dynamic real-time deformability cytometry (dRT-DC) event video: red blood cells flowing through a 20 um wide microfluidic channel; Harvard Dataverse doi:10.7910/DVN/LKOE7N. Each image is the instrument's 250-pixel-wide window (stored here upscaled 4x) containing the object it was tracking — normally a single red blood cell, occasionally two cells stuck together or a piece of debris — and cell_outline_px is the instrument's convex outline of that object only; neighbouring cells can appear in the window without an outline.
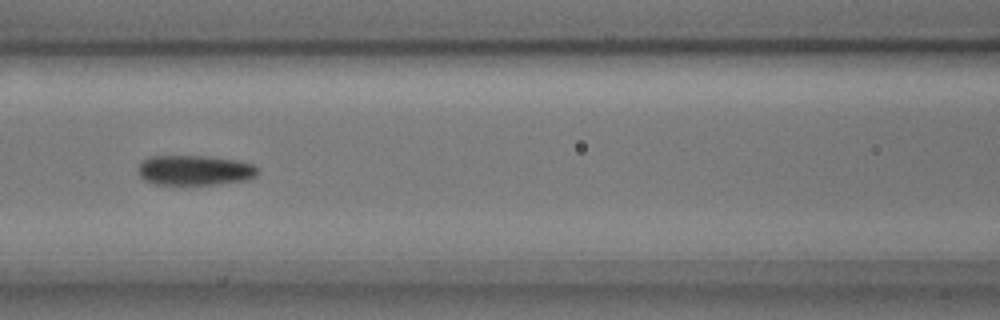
{"species": "common noctule bat (a hibernating species)", "species_latin": "Nyctalus noctula", "temperature_condition": "cold", "stored_images_in_passage": 6, "camera_frame_rate_fps": 3000, "um_per_image_px": 0.085, "animal": {"sex": "male", "body_mass_g": 17.9, "forearm_length_mm": 54.2}, "frame": {"image": 1, "passage_image": 6, "time_ms": 1.667, "image_size_px": [1000, 320], "cell_outline_px": [[260, 168], [256, 176], [244, 180], [216, 184], [152, 184], [144, 180], [140, 176], [140, 164], [144, 160], [152, 156], [204, 156], [236, 160], [252, 164]], "centroid_in_image_um": [16.58, 14.47], "position_along_channel_um": 150.0, "area_um2": 20.69}}